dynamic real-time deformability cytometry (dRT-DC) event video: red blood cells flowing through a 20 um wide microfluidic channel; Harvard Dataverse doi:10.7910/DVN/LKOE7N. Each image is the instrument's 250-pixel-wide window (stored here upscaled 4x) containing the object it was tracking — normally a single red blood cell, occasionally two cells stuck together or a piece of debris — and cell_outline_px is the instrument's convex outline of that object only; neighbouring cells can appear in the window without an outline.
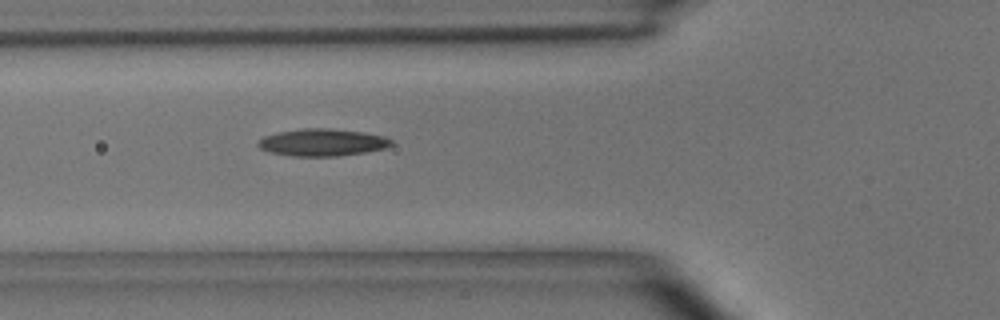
{"species": "common noctule bat (a hibernating species)", "species_latin": "Nyctalus noctula", "temperature_condition": "room temperature", "stored_images_in_passage": 3, "camera_frame_rate_fps": 3000, "um_per_image_px": 0.085, "animal": {"sex": "male", "body_mass_g": 15.6}, "frame": {"image": 1, "passage_image": 3, "time_ms": 2.667, "image_size_px": [1000, 320], "cell_outline_px": [[392, 144], [388, 148], [340, 156], [292, 156], [268, 152], [260, 148], [256, 144], [256, 140], [264, 136], [280, 132], [300, 128], [332, 128], [364, 132], [384, 136], [392, 140]], "centroid_in_image_um": [27.38, 12.1], "position_along_channel_um": 98.4, "area_um2": 21.39}}